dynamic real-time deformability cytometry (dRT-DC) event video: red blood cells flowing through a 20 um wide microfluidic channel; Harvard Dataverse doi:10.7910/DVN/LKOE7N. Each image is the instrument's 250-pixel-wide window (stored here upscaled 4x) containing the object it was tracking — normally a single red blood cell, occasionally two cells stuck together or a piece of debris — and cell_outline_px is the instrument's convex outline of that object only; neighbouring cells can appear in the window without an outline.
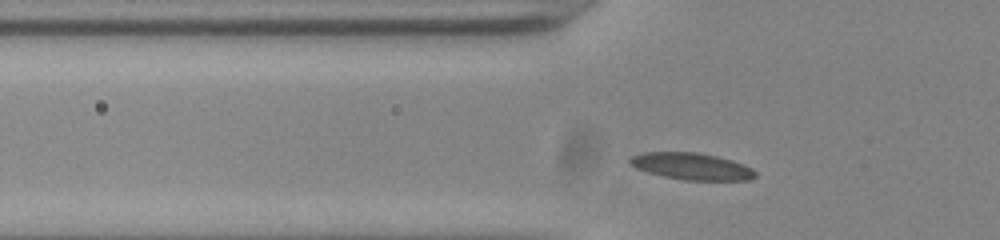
{"species": "common noctule bat (a hibernating species)", "species_latin": "Nyctalus noctula", "temperature_condition": "room temperature", "stored_images_in_passage": 34, "camera_frame_rate_fps": 3000, "um_per_image_px": 0.085, "animal": {"sex": "male", "body_mass_g": 20.0, "forearm_length_mm": 53.3}, "frame": {"image": 1, "passage_image": 6, "time_ms": 1.667, "image_size_px": [1000, 240], "cell_outline_px": [[756, 176], [748, 180], [684, 180], [664, 176], [648, 172], [636, 168], [628, 164], [628, 160], [632, 156], [644, 152], [696, 152], [716, 156], [732, 160], [744, 164], [752, 168], [756, 172]], "centroid_in_image_um": [58.78, 14.13], "position_along_channel_um": 67.0, "area_um2": 19.59}}
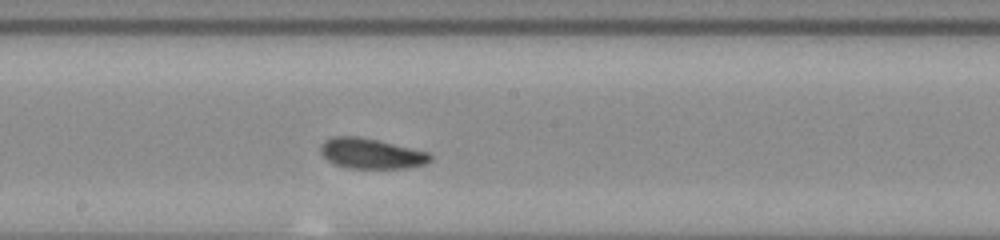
{"frame": {"image": 2, "passage_image": 18, "time_ms": 5.667, "image_size_px": [1000, 240], "cell_outline_px": [[432, 160], [424, 164], [408, 168], [348, 168], [336, 164], [328, 160], [320, 152], [320, 144], [324, 140], [332, 136], [360, 136], [428, 152], [432, 156]], "centroid_in_image_um": [31.53, 13.04], "position_along_channel_um": 216.7, "area_um2": 19.36}}
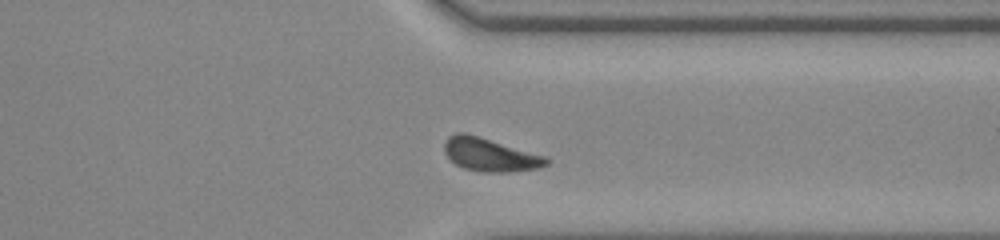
{"frame": {"image": 3, "passage_image": 30, "time_ms": 9.667, "image_size_px": [1000, 240], "cell_outline_px": [[548, 164], [536, 168], [508, 172], [480, 172], [464, 168], [456, 164], [444, 152], [444, 144], [448, 136], [456, 132], [464, 132], [544, 156], [548, 160]], "centroid_in_image_um": [41.59, 13.15], "position_along_channel_um": 369.8, "area_um2": 19.31}, "authors_computed_cell_mechanics": {"area_um2": 18.9873, "velocity_mm_per_s": 3.8197, "shape_relaxation_time_tau1_ms": 2.2139, "shape_relaxation_time_tau2_ms": 3.0916, "deformation_change_tau1": 0.098, "deformation_change_tau2": 0.0967}}